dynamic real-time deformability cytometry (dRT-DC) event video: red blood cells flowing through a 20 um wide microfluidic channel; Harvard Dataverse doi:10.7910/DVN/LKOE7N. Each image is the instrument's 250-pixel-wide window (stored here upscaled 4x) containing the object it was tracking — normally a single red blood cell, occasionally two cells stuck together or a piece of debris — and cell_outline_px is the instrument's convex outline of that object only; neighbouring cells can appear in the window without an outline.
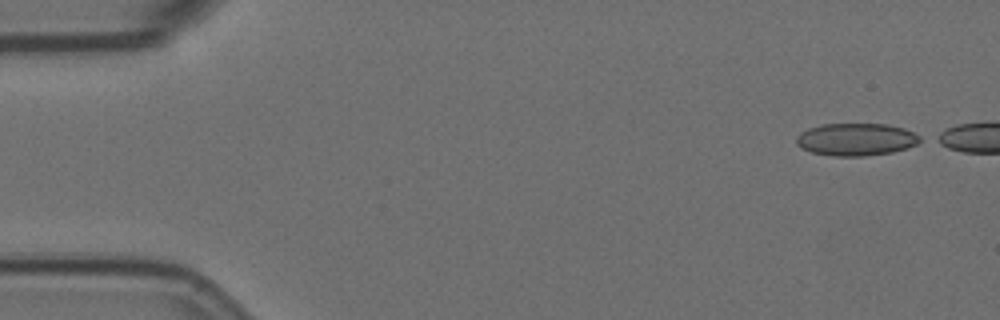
{"species": "Egyptian fruit bat (a non-hibernating species)", "species_latin": "Rousettus aegyptiacus", "temperature_condition": "room temperature", "stored_images_in_passage": 23, "camera_frame_rate_fps": 3000, "um_per_image_px": 0.085, "animal": {"sex": "female"}, "frame": {"image": 1, "passage_image": 1, "time_ms": 0.0, "image_size_px": [1000, 320], "cell_outline_px": [[924, 140], [908, 148], [892, 152], [864, 156], [832, 156], [812, 152], [800, 148], [796, 144], [796, 136], [800, 132], [808, 128], [820, 124], [884, 124], [904, 128], [920, 136]], "centroid_in_image_um": [72.75, 11.85], "position_along_channel_um": 12.3, "area_um2": 23.58}}
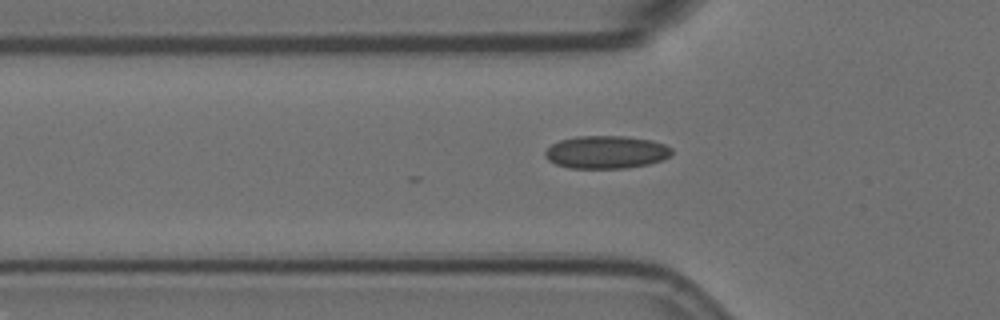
{"frame": {"image": 2, "passage_image": 16, "time_ms": 5.0, "image_size_px": [1000, 320], "cell_outline_px": [[672, 152], [668, 156], [660, 160], [648, 164], [624, 168], [568, 168], [556, 164], [548, 160], [544, 156], [544, 152], [552, 144], [560, 140], [576, 136], [624, 136], [652, 140], [664, 144], [672, 148]], "centroid_in_image_um": [51.5, 12.93], "position_along_channel_um": 74.3, "area_um2": 24.16}}
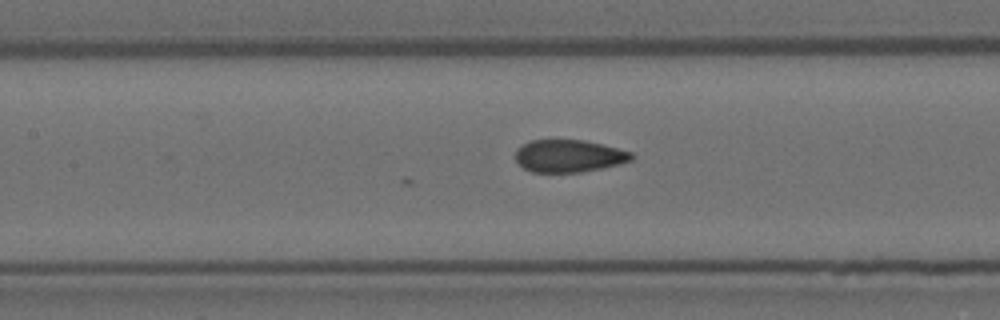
{"frame": {"image": 3, "passage_image": 23, "time_ms": 7.333, "image_size_px": [1000, 320], "cell_outline_px": [[636, 156], [632, 160], [620, 164], [580, 172], [532, 172], [524, 168], [516, 160], [516, 148], [532, 140], [584, 140], [632, 152]], "centroid_in_image_um": [48.37, 13.26], "position_along_channel_um": 159.0, "area_um2": 21.79}}